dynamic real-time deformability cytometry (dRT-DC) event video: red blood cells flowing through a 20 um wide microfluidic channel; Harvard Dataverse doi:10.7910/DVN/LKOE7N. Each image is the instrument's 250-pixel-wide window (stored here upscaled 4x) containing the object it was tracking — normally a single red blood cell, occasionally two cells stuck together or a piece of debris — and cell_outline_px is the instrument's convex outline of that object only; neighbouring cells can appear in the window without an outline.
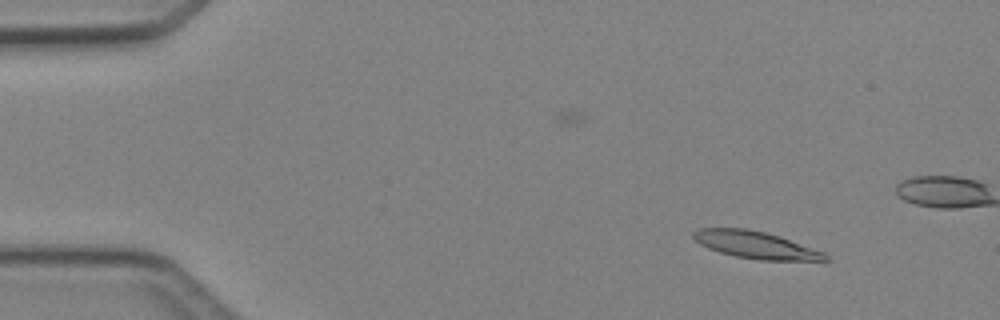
{"species": "Egyptian fruit bat (a non-hibernating species)", "species_latin": "Rousettus aegyptiacus", "temperature_condition": "cold", "stored_images_in_passage": 15, "camera_frame_rate_fps": 3000, "um_per_image_px": 0.085, "animal": {"sex": "female"}, "frame": {"image": 1, "passage_image": 5, "time_ms": 1.333, "image_size_px": [1000, 320], "cell_outline_px": [[832, 260], [756, 260], [736, 256], [720, 252], [708, 248], [700, 244], [692, 236], [692, 232], [700, 228], [744, 228], [764, 232], [780, 236], [824, 252]], "centroid_in_image_um": [64.23, 20.82], "position_along_channel_um": 20.8, "area_um2": 20.75}}